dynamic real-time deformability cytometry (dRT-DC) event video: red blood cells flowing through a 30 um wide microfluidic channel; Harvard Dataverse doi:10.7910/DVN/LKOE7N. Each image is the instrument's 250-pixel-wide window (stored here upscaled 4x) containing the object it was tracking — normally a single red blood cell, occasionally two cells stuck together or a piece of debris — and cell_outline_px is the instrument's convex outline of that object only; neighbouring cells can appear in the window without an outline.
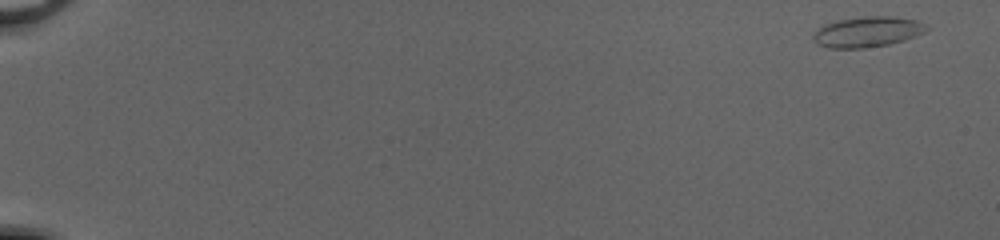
{"species": "common noctule bat (a hibernating species)", "species_latin": "Nyctalus noctula", "temperature_condition": "cold", "stored_images_in_passage": 51, "camera_frame_rate_fps": 3000, "um_per_image_px": 0.085, "animal": {"sex": "female", "body_mass_g": 20.0, "forearm_length_mm": 54.0}, "frame": {"image": 1, "passage_image": 1, "time_ms": 0.0, "image_size_px": [1000, 240], "cell_outline_px": [[928, 28], [924, 32], [904, 40], [888, 44], [864, 48], [828, 48], [812, 40], [812, 36], [824, 24], [836, 20], [864, 16], [892, 16], [916, 20], [924, 24]], "centroid_in_image_um": [73.71, 2.7], "position_along_channel_um": 11.3, "area_um2": 19.94}}
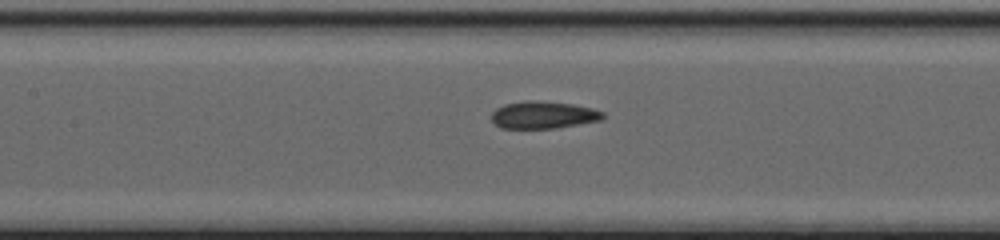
{"frame": {"image": 2, "passage_image": 26, "time_ms": 8.333, "image_size_px": [1000, 240], "cell_outline_px": [[604, 116], [600, 120], [552, 128], [500, 128], [492, 120], [492, 112], [496, 108], [504, 104], [524, 100], [536, 100], [572, 104], [592, 108], [604, 112]], "centroid_in_image_um": [46.14, 9.75], "position_along_channel_um": 161.3, "area_um2": 17.57}}
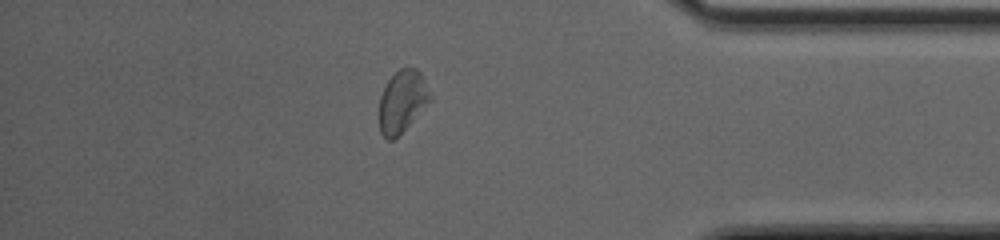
{"frame": {"image": 3, "passage_image": 45, "time_ms": 14.667, "image_size_px": [1000, 240], "cell_outline_px": [[432, 100], [392, 140], [388, 140], [380, 132], [380, 96], [388, 80], [400, 68], [416, 68], [420, 72], [432, 96]], "centroid_in_image_um": [34.2, 8.58], "position_along_channel_um": 401.0, "area_um2": 17.92}, "authors_computed_cell_mechanics": {"area_um2": 18.207, "velocity_mm_per_s": 4.1283, "shape_relaxation_time_tau1_ms": 3.9726, "shape_relaxation_time_tau2_ms": 2.1596, "deformation_change_tau1": 0.1161, "deformation_change_tau2": 0.0772}}